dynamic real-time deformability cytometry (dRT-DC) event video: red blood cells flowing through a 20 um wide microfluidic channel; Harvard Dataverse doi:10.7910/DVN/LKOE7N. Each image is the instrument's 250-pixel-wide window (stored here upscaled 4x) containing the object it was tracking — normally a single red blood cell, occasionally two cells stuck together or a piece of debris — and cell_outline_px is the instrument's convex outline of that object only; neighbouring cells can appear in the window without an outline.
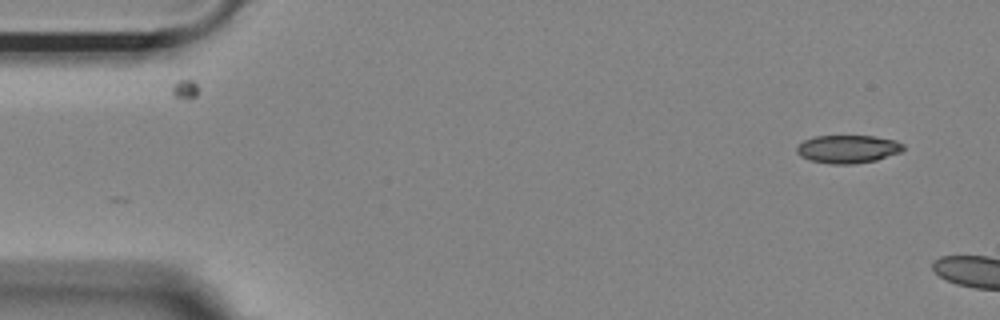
{"species": "Egyptian fruit bat (a non-hibernating species)", "species_latin": "Rousettus aegyptiacus", "temperature_condition": "room temperature", "stored_images_in_passage": 4, "camera_frame_rate_fps": 3000, "um_per_image_px": 0.085, "animal": {"sex": "female"}, "frame": {"image": 1, "passage_image": 1, "time_ms": 0.0, "image_size_px": [1000, 320], "cell_outline_px": [[900, 148], [880, 156], [868, 160], [820, 160], [808, 156], [828, 136], [864, 136], [884, 140], [896, 144]], "centroid_in_image_um": [72.43, 12.61], "position_along_channel_um": 12.6, "area_um2": 11.91}}